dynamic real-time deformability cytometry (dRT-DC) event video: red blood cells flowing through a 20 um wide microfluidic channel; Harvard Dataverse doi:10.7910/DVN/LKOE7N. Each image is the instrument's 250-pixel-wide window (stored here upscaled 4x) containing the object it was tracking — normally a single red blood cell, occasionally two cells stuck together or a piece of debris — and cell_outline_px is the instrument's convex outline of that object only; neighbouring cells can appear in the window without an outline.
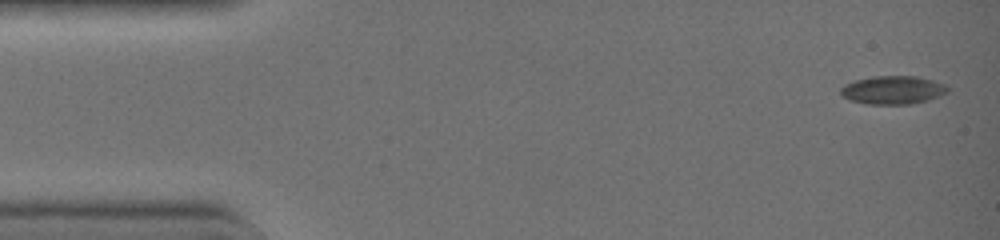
{"species": "common noctule bat (a hibernating species)", "species_latin": "Nyctalus noctula", "temperature_condition": "warm", "stored_images_in_passage": 5, "camera_frame_rate_fps": 3000, "um_per_image_px": 0.085, "animal": {"sex": "female", "body_mass_g": 19.0, "forearm_length_mm": 51.5}, "frame": {"image": 1, "passage_image": 1, "time_ms": 0.0, "image_size_px": [1000, 240], "cell_outline_px": [[948, 88], [944, 92], [936, 96], [924, 100], [908, 104], [868, 104], [852, 100], [844, 96], [840, 92], [840, 88], [856, 80], [872, 76], [916, 76], [932, 80], [944, 84]], "centroid_in_image_um": [75.85, 7.64], "position_along_channel_um": 9.1, "area_um2": 17.05}}
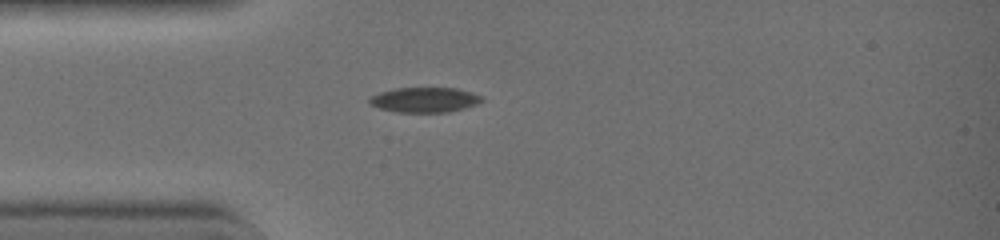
{"frame": {"image": 2, "passage_image": 5, "time_ms": 1.333, "image_size_px": [1000, 240], "cell_outline_px": [[484, 100], [476, 104], [444, 112], [400, 112], [380, 108], [372, 104], [368, 100], [372, 96], [380, 92], [396, 88], [456, 88], [484, 96]], "centroid_in_image_um": [36.11, 8.47], "position_along_channel_um": 48.9, "area_um2": 16.01}}